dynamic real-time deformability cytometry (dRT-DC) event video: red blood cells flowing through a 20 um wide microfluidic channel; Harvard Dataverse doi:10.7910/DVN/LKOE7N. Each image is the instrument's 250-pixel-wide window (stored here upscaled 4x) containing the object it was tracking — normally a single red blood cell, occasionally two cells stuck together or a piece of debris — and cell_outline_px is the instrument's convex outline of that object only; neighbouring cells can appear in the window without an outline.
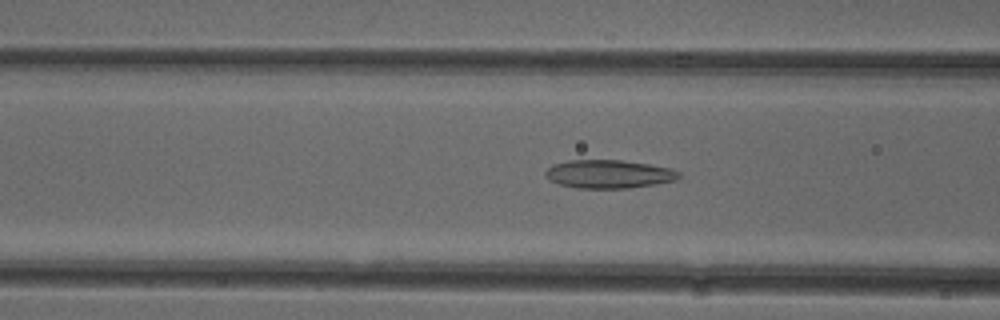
{"species": "common noctule bat (a hibernating species)", "species_latin": "Nyctalus noctula", "temperature_condition": "cold", "stored_images_in_passage": 52, "camera_frame_rate_fps": 3000, "um_per_image_px": 0.085, "animal": {"sex": "female"}, "frame": {"image": 1, "passage_image": 20, "time_ms": 6.333, "image_size_px": [1000, 320], "cell_outline_px": [[680, 176], [676, 180], [628, 188], [576, 188], [560, 184], [548, 180], [544, 172], [552, 164], [568, 160], [620, 160], [648, 164], [672, 168], [680, 172]], "centroid_in_image_um": [51.72, 14.79], "position_along_channel_um": 114.9, "area_um2": 22.02}}
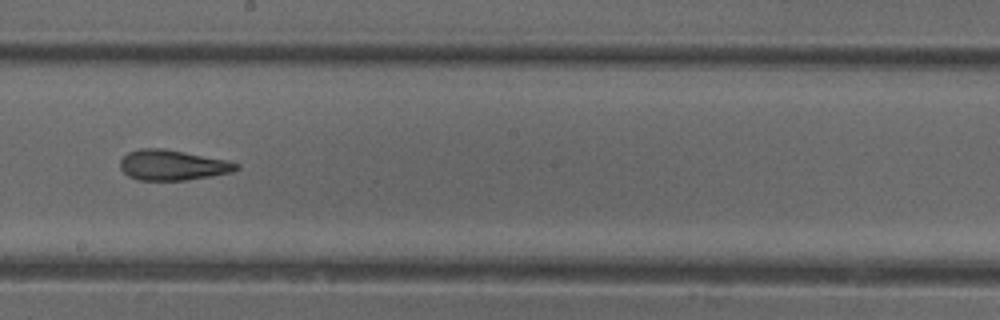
{"frame": {"image": 2, "passage_image": 29, "time_ms": 9.333, "image_size_px": [1000, 320], "cell_outline_px": [[240, 168], [232, 172], [212, 176], [184, 180], [140, 180], [128, 176], [120, 168], [120, 160], [128, 152], [140, 148], [164, 148], [228, 160], [240, 164]], "centroid_in_image_um": [14.68, 14.03], "position_along_channel_um": 233.5, "area_um2": 20.63}}
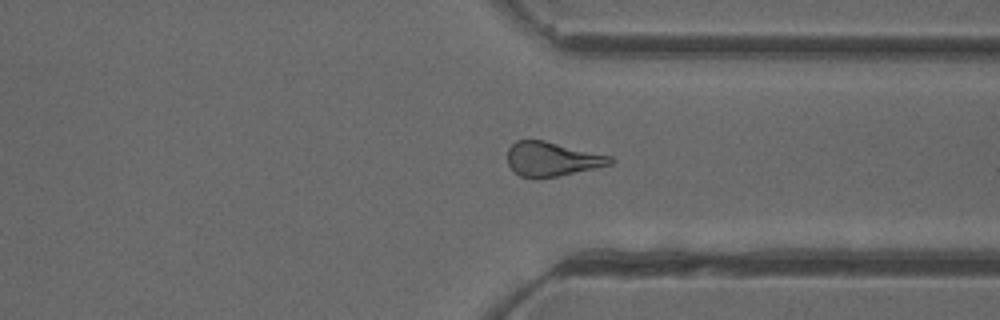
{"frame": {"image": 3, "passage_image": 39, "time_ms": 12.667, "image_size_px": [1000, 320], "cell_outline_px": [[616, 160], [612, 164], [596, 168], [556, 176], [532, 180], [520, 176], [508, 164], [508, 148], [516, 140], [544, 140], [612, 156]], "centroid_in_image_um": [46.93, 13.53], "position_along_channel_um": 364.5, "area_um2": 20.69}, "authors_computed_cell_mechanics": {"area_um2": 21.7039, "velocity_mm_per_s": 3.9508, "shape_relaxation_time_tau1_ms": null, "shape_relaxation_time_tau2_ms": 2.5003, "deformation_change_tau1": null, "deformation_change_tau2": 0.1213}}